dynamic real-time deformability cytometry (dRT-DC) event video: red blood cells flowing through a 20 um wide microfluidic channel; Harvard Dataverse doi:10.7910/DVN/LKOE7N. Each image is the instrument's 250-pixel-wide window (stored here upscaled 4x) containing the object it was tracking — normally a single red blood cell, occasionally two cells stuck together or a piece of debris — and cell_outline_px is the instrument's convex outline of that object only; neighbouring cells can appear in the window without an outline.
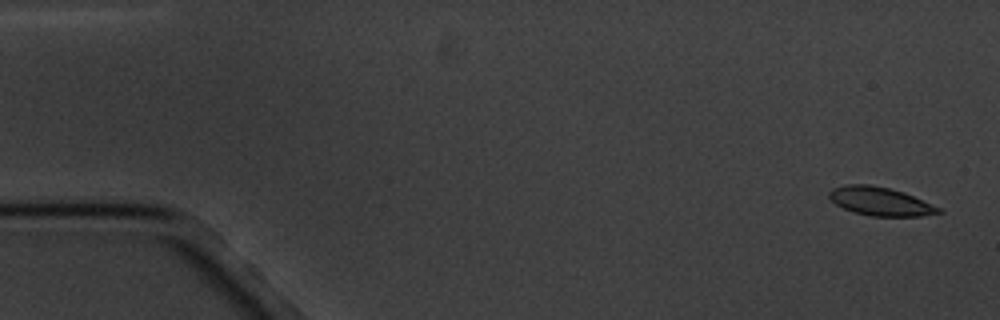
{"species": "common noctule bat (a hibernating species)", "species_latin": "Nyctalus noctula", "temperature_condition": "cold", "stored_images_in_passage": 11, "camera_frame_rate_fps": 3000, "um_per_image_px": 0.085, "animal": {"sex": "male", "body_mass_g": 20.1, "forearm_length_mm": 53.5}, "frame": {"image": 1, "passage_image": 1, "time_ms": 0.0, "image_size_px": [1000, 320], "cell_outline_px": [[944, 212], [920, 216], [872, 216], [852, 212], [836, 204], [828, 196], [828, 192], [832, 188], [844, 184], [868, 184], [888, 188], [904, 192], [940, 208]], "centroid_in_image_um": [74.79, 17.11], "position_along_channel_um": 10.2, "area_um2": 18.09}}
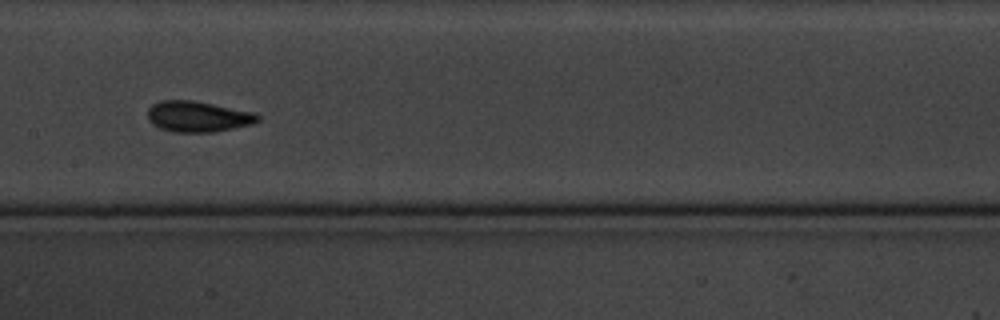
{"frame": {"image": 2, "passage_image": 8, "time_ms": 9.0, "image_size_px": [1000, 320], "cell_outline_px": [[260, 120], [252, 124], [212, 132], [172, 132], [160, 128], [152, 124], [148, 120], [148, 108], [152, 104], [160, 100], [192, 100], [256, 112], [260, 116]], "centroid_in_image_um": [16.82, 9.9], "position_along_channel_um": 190.6, "area_um2": 19.88}}
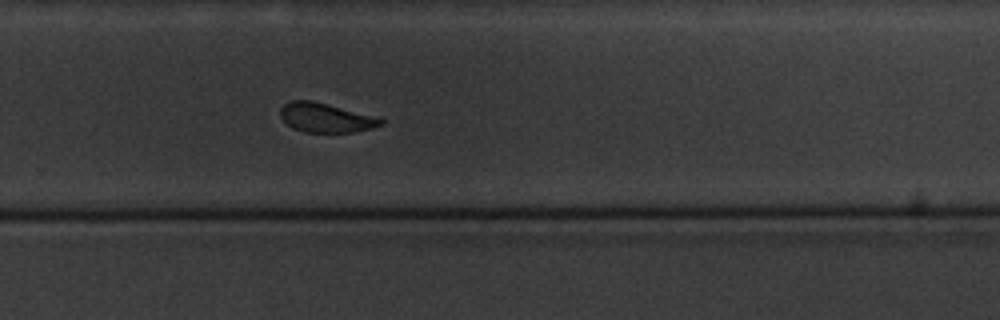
{"frame": {"image": 3, "passage_image": 11, "time_ms": 12.333, "image_size_px": [1000, 320], "cell_outline_px": [[384, 124], [372, 128], [352, 132], [304, 132], [292, 128], [280, 116], [280, 108], [284, 104], [292, 100], [312, 100], [380, 116], [384, 120]], "centroid_in_image_um": [27.74, 9.99], "position_along_channel_um": 302.1, "area_um2": 17.46}}